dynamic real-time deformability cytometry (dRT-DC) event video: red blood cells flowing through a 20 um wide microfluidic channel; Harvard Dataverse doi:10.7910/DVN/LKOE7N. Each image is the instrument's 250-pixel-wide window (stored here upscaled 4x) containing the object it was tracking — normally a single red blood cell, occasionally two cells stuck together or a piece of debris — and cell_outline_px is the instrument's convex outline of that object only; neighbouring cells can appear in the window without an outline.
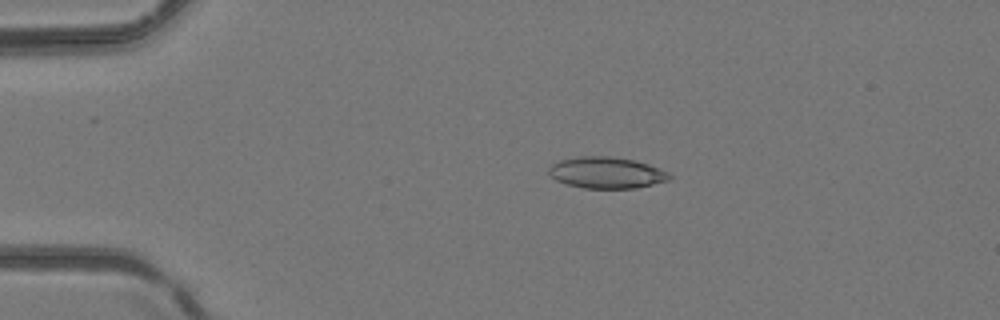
{"species": "common noctule bat (a hibernating species)", "species_latin": "Nyctalus noctula", "temperature_condition": "room temperature", "stored_images_in_passage": 4, "camera_frame_rate_fps": 3000, "um_per_image_px": 0.085, "animal": {"sex": "female", "body_mass_g": 24.6, "forearm_length_mm": 56.2}, "frame": {"image": 1, "passage_image": 4, "time_ms": 1.0, "image_size_px": [1000, 320], "cell_outline_px": [[672, 176], [668, 180], [636, 188], [584, 188], [568, 184], [556, 180], [548, 172], [548, 168], [552, 164], [560, 160], [580, 156], [608, 156], [636, 160], [648, 164], [668, 172]], "centroid_in_image_um": [51.55, 14.67], "position_along_channel_um": 33.5, "area_um2": 21.91}}